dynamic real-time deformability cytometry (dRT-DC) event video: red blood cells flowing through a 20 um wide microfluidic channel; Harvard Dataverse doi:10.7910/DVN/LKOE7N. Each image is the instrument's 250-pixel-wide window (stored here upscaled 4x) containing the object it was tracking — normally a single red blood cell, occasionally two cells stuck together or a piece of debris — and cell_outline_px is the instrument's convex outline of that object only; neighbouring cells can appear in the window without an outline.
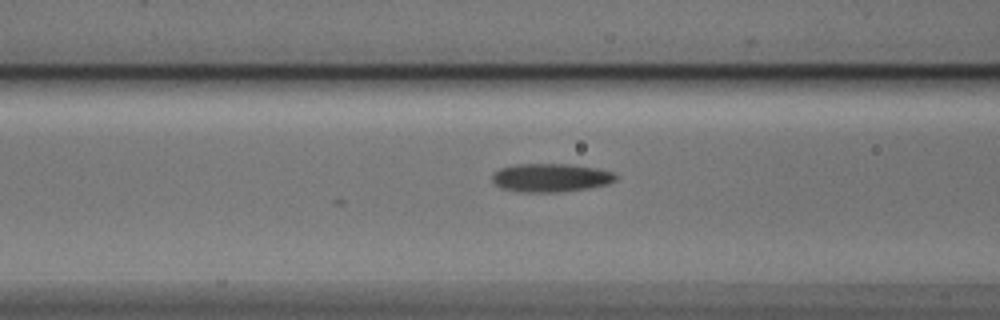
{"species": "Egyptian fruit bat (a non-hibernating species)", "species_latin": "Rousettus aegyptiacus", "temperature_condition": "cold", "stored_images_in_passage": 17, "camera_frame_rate_fps": 3000, "um_per_image_px": 0.085, "animal": {"sex": "male"}, "frame": {"image": 1, "passage_image": 15, "time_ms": 4.667, "image_size_px": [1000, 320], "cell_outline_px": [[616, 180], [608, 184], [588, 188], [556, 192], [528, 192], [504, 188], [496, 184], [492, 180], [492, 172], [500, 168], [516, 164], [572, 164], [596, 168], [612, 172], [616, 176]], "centroid_in_image_um": [46.81, 15.09], "position_along_channel_um": 119.8, "area_um2": 20.29}}